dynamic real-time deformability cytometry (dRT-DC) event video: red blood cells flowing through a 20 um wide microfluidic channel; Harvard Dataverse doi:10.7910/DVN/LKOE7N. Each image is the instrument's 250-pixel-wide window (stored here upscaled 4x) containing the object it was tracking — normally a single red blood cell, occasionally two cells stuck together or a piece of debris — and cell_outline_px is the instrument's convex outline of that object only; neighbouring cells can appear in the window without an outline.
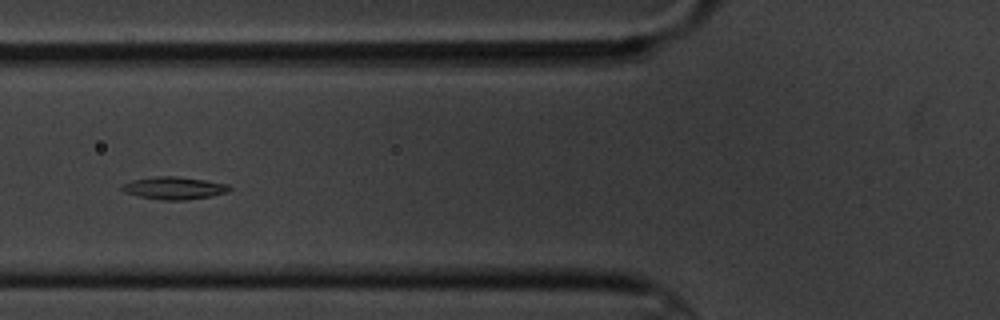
{"species": "common noctule bat (a hibernating species)", "species_latin": "Nyctalus noctula", "temperature_condition": "cold", "stored_images_in_passage": 15, "segment_of_instrument_passage": [1, 2], "camera_frame_rate_fps": 3000, "um_per_image_px": 0.085, "animal": {"sex": "male", "body_mass_g": 20.1, "forearm_length_mm": 53.5}, "frame": {"image": 1, "passage_image": 5, "time_ms": 5.333, "image_size_px": [1000, 320], "cell_outline_px": [[232, 188], [228, 192], [212, 196], [184, 200], [164, 200], [140, 196], [124, 192], [120, 188], [124, 184], [132, 180], [156, 176], [176, 176], [204, 180], [228, 184]], "centroid_in_image_um": [14.82, 15.98], "position_along_channel_um": 111.0, "area_um2": 13.99}}
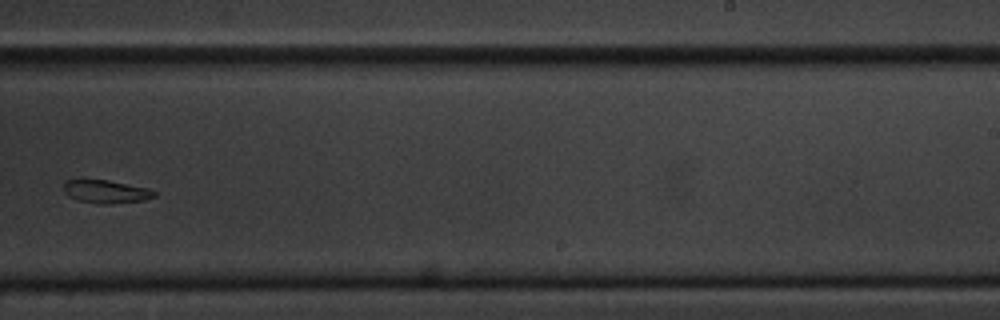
{"frame": {"image": 2, "passage_image": 9, "time_ms": 10.333, "image_size_px": [1000, 320], "cell_outline_px": [[156, 196], [144, 200], [108, 204], [104, 204], [76, 200], [68, 196], [64, 192], [64, 180], [80, 176], [108, 180], [148, 188], [156, 192]], "centroid_in_image_um": [8.91, 16.23], "position_along_channel_um": 280.1, "area_um2": 12.77}}
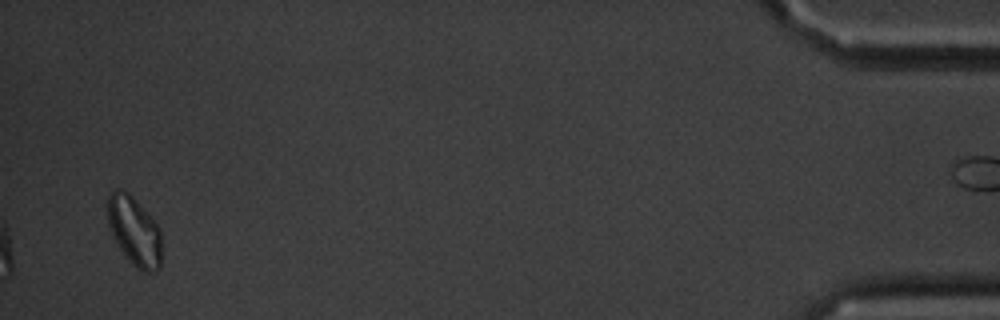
{"frame": {"image": 3, "passage_image": 14, "time_ms": 17.0, "image_size_px": [1000, 320], "cell_outline_px": [[160, 268], [156, 272], [144, 272], [136, 268], [124, 256], [116, 244], [112, 236], [108, 224], [108, 196], [116, 188], [120, 188], [128, 192], [156, 220], [160, 228]], "centroid_in_image_um": [11.42, 19.65], "position_along_channel_um": 423.8, "area_um2": 22.08}}